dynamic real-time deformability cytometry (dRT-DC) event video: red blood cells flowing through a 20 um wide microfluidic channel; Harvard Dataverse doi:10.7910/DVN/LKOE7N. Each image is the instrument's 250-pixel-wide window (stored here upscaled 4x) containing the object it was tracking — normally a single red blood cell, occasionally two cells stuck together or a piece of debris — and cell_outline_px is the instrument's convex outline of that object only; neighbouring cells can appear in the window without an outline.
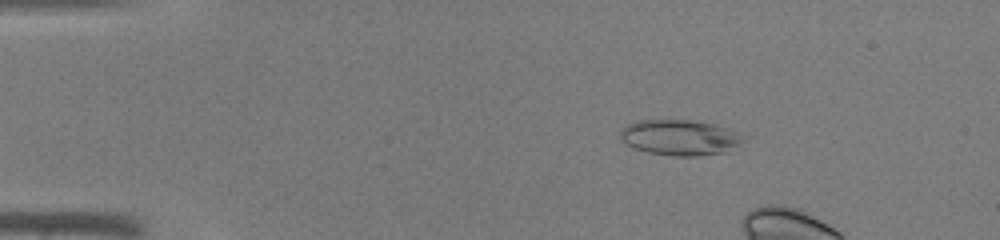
{"species": "common noctule bat (a hibernating species)", "species_latin": "Nyctalus noctula", "temperature_condition": "warm", "stored_images_in_passage": 10, "camera_frame_rate_fps": 3000, "um_per_image_px": 0.085, "animal": {"sex": "male", "body_mass_g": 19.0, "forearm_length_mm": 50.8}, "frame": {"image": 1, "passage_image": 4, "time_ms": 1.0, "image_size_px": [1000, 240], "cell_outline_px": [[748, 136], [728, 152], [696, 156], [672, 156], [648, 152], [624, 144], [620, 140], [620, 128], [628, 124], [640, 120], [696, 120], [712, 124], [740, 132]], "centroid_in_image_um": [57.8, 11.69], "position_along_channel_um": 27.2, "area_um2": 25.78}}